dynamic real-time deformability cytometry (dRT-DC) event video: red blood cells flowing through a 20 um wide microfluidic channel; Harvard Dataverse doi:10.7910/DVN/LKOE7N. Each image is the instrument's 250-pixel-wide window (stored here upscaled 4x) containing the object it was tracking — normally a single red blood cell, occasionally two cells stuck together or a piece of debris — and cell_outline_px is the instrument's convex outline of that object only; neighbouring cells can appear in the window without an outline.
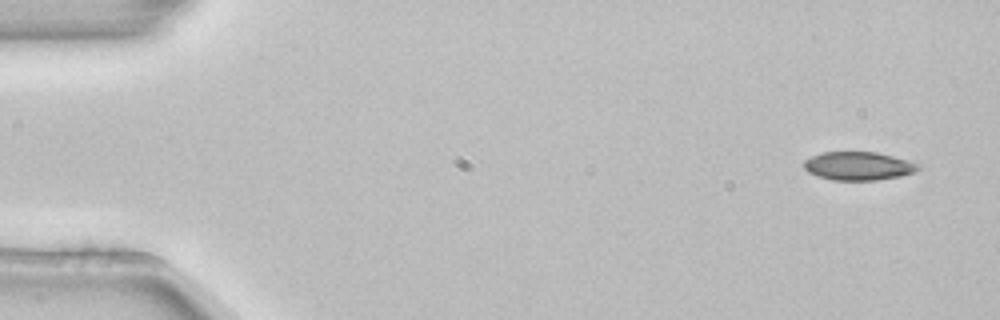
{"species": "common noctule bat (a hibernating species)", "species_latin": "Nyctalus noctula", "temperature_condition": "room temperature", "stored_images_in_passage": 4, "camera_frame_rate_fps": 3000, "um_per_image_px": 0.085, "animal": {"sex": "female", "body_mass_g": 22.7, "forearm_length_mm": 54.2}, "frame": {"image": 1, "passage_image": 1, "time_ms": 0.0, "image_size_px": [1000, 320], "cell_outline_px": [[920, 168], [916, 172], [900, 176], [876, 180], [832, 180], [816, 176], [808, 172], [804, 168], [804, 160], [812, 156], [824, 152], [876, 152], [892, 156], [920, 164]], "centroid_in_image_um": [72.96, 14.11], "position_along_channel_um": 12.0, "area_um2": 18.9}}
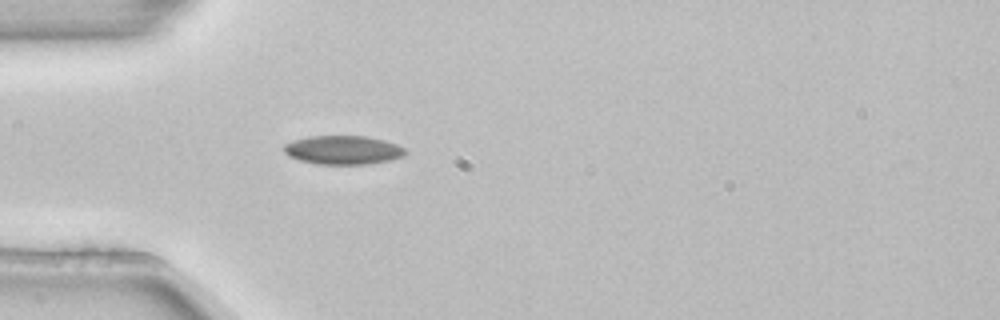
{"frame": {"image": 2, "passage_image": 4, "time_ms": 1.0, "image_size_px": [1000, 320], "cell_outline_px": [[408, 152], [404, 156], [388, 160], [368, 164], [316, 164], [300, 160], [288, 156], [284, 152], [284, 144], [308, 136], [368, 136], [384, 140], [396, 144], [404, 148]], "centroid_in_image_um": [29.17, 12.75], "position_along_channel_um": 55.8, "area_um2": 20.35}}